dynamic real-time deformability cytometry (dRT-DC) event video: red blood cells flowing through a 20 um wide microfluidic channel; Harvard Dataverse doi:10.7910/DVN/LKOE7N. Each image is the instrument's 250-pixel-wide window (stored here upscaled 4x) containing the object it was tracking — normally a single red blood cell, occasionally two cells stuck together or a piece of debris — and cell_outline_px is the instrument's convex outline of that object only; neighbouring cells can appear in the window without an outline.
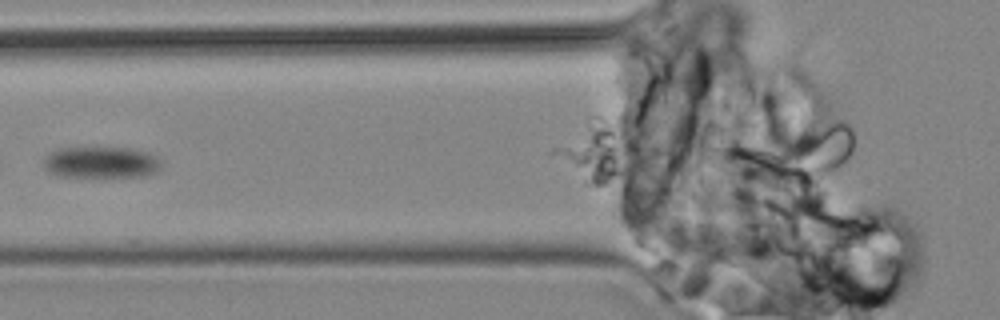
{"species": "common noctule bat (a hibernating species)", "species_latin": "Nyctalus noctula", "temperature_condition": "cold", "stored_images_in_passage": 19, "camera_frame_rate_fps": 3000, "um_per_image_px": 0.085, "animal": {"sex": "male", "body_mass_g": 19.2, "forearm_length_mm": 51.8}, "frame": {"image": 1, "passage_image": 14, "time_ms": 16.0, "image_size_px": [1000, 320], "cell_outline_px": [[160, 168], [156, 172], [144, 176], [60, 176], [44, 168], [44, 156], [48, 152], [56, 148], [136, 148], [148, 152], [156, 156], [160, 160]], "centroid_in_image_um": [8.59, 13.78], "position_along_channel_um": 117.2, "area_um2": 21.56}}
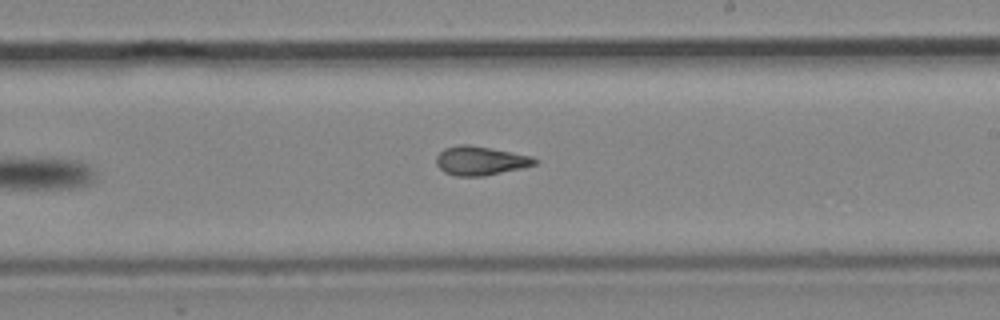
{"frame": {"image": 2, "passage_image": 19, "time_ms": 22.667, "image_size_px": [1000, 320], "cell_outline_px": [[540, 160], [536, 164], [520, 168], [484, 176], [456, 176], [444, 172], [436, 164], [436, 156], [444, 148], [460, 144], [468, 144], [532, 156]], "centroid_in_image_um": [40.82, 13.66], "position_along_channel_um": 248.2, "area_um2": 16.53}}